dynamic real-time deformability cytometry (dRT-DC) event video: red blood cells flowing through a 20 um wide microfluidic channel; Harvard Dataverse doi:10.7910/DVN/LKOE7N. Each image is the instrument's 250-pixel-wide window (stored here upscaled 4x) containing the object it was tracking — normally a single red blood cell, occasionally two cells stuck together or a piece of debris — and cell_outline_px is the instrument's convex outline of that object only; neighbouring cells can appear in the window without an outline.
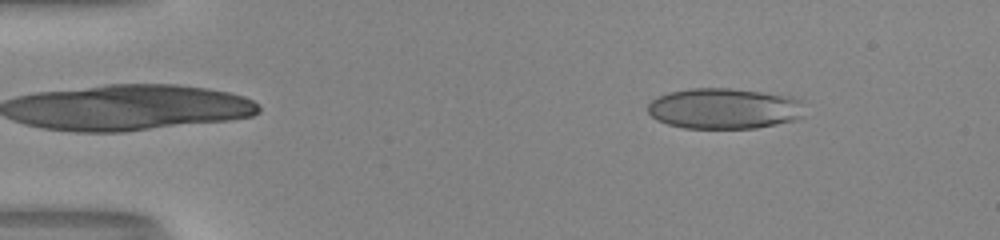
{"species": "human", "species_latin": "Homo sapiens", "temperature_condition": "room temperature", "stored_images_in_passage": 52, "camera_frame_rate_fps": 3000, "um_per_image_px": 0.085, "donor": {"sex": "male"}, "frame": {"image": 1, "passage_image": 7, "time_ms": 2.0, "image_size_px": [1000, 240], "cell_outline_px": [[800, 116], [796, 120], [756, 128], [684, 128], [668, 124], [656, 120], [648, 112], [648, 104], [652, 100], [668, 92], [692, 88], [728, 88], [760, 92], [800, 100]], "centroid_in_image_um": [61.46, 9.24], "position_along_channel_um": 23.5, "area_um2": 36.59}}
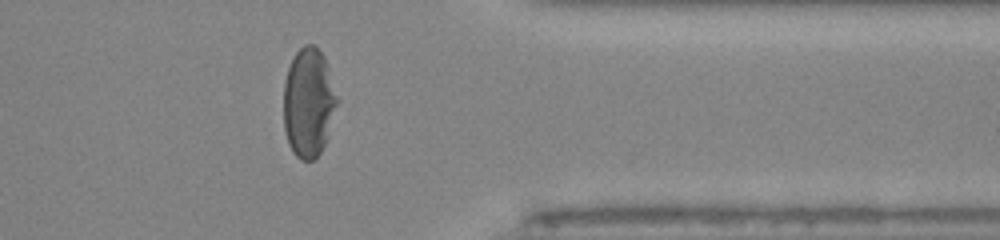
{"frame": {"image": 2, "passage_image": 42, "time_ms": 13.667, "image_size_px": [1000, 240], "cell_outline_px": [[340, 100], [324, 144], [320, 152], [312, 160], [300, 160], [292, 152], [288, 144], [284, 128], [284, 80], [288, 68], [296, 52], [304, 44], [316, 44], [324, 56]], "centroid_in_image_um": [26.24, 8.7], "position_along_channel_um": 385.2, "area_um2": 34.39}}
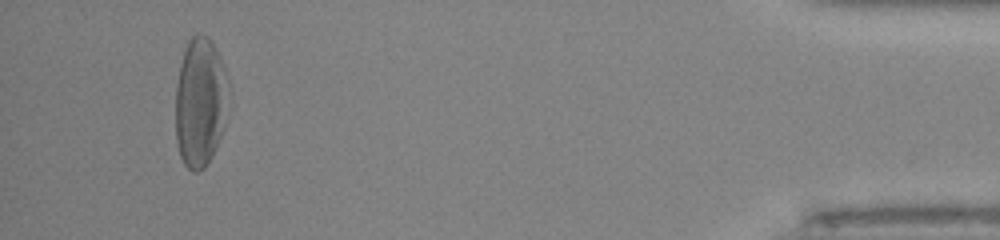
{"frame": {"image": 3, "passage_image": 49, "time_ms": 16.0, "image_size_px": [1000, 240], "cell_outline_px": [[228, 84], [220, 136], [212, 156], [204, 168], [196, 172], [192, 172], [184, 164], [180, 156], [176, 144], [176, 84], [180, 64], [184, 48], [188, 40], [196, 32], [208, 36], [224, 68], [228, 80]], "centroid_in_image_um": [16.96, 8.68], "position_along_channel_um": 418.2, "area_um2": 39.42}, "authors_computed_cell_mechanics": {"area_um2": 36.6163, "velocity_mm_per_s": 4.0195, "shape_relaxation_time_tau1_ms": 5.2629, "shape_relaxation_time_tau2_ms": null, "deformation_change_tau1": 0.2414, "deformation_change_tau2": null}}